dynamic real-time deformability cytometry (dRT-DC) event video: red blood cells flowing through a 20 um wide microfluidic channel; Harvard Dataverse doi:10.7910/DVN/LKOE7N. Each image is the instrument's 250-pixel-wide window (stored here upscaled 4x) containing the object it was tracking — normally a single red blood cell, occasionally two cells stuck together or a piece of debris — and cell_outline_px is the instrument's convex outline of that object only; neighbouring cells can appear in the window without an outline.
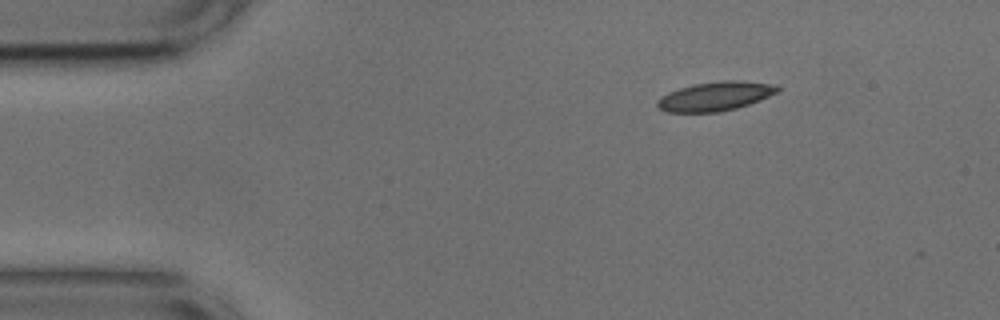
{"species": "common noctule bat (a hibernating species)", "species_latin": "Nyctalus noctula", "temperature_condition": "cold", "stored_images_in_passage": 30, "camera_frame_rate_fps": 3000, "um_per_image_px": 0.085, "animal": {"sex": "male", "body_mass_g": 17.9, "forearm_length_mm": 54.2}, "frame": {"image": 1, "passage_image": 1, "time_ms": 0.0, "image_size_px": [1000, 320], "cell_outline_px": [[780, 92], [748, 104], [736, 108], [720, 112], [664, 112], [656, 104], [656, 100], [668, 92], [680, 88], [696, 84], [720, 80], [736, 80], [776, 84], [780, 88]], "centroid_in_image_um": [60.82, 8.18], "position_along_channel_um": 24.2, "area_um2": 20.4}}
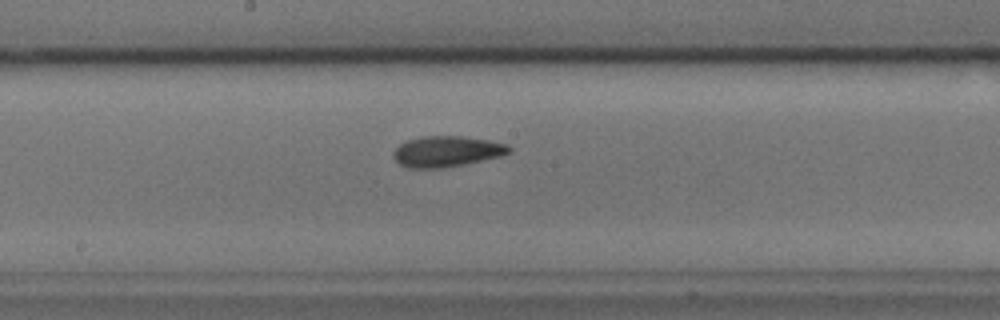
{"frame": {"image": 2, "passage_image": 21, "time_ms": 6.667, "image_size_px": [1000, 320], "cell_outline_px": [[512, 152], [500, 156], [464, 164], [440, 168], [408, 168], [400, 164], [392, 156], [392, 152], [400, 144], [408, 140], [424, 136], [460, 136], [488, 140], [508, 144], [512, 148]], "centroid_in_image_um": [37.98, 12.87], "position_along_channel_um": 210.2, "area_um2": 20.69}}
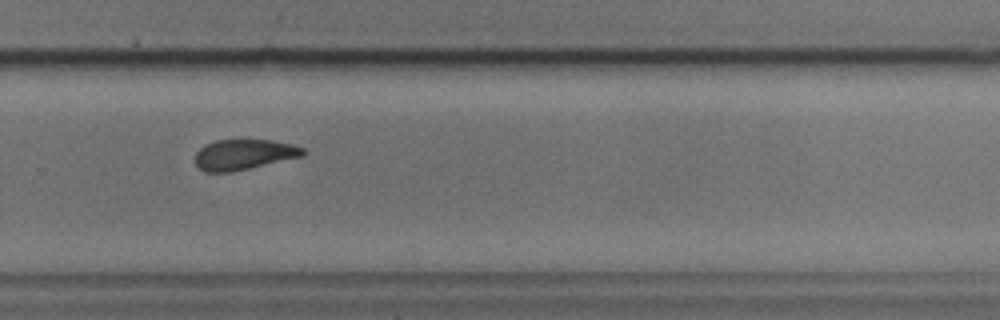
{"frame": {"image": 3, "passage_image": 29, "time_ms": 9.333, "image_size_px": [1000, 320], "cell_outline_px": [[308, 152], [304, 156], [232, 172], [204, 172], [196, 164], [196, 152], [204, 144], [216, 140], [272, 140], [292, 144], [304, 148]], "centroid_in_image_um": [20.76, 13.13], "position_along_channel_um": 309.0, "area_um2": 19.25}}